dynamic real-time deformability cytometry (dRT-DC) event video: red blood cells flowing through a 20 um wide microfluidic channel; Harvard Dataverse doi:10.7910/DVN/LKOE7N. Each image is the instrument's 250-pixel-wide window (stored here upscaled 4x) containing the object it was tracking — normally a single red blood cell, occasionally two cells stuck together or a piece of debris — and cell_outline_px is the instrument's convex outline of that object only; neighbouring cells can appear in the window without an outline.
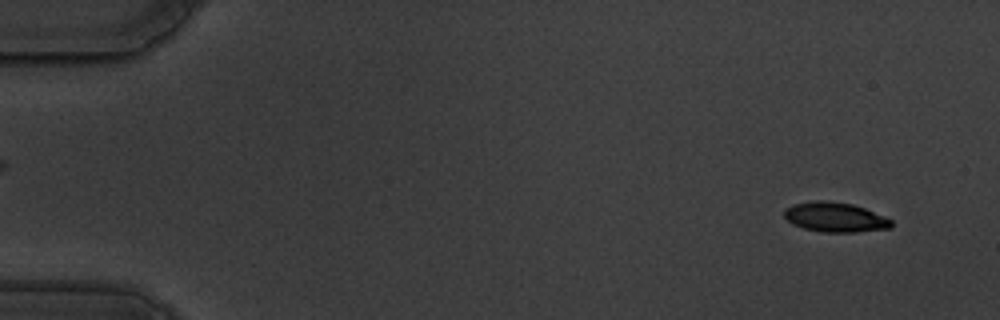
{"species": "common noctule bat (a hibernating species)", "species_latin": "Nyctalus noctula", "temperature_condition": "warm", "stored_images_in_passage": 58, "camera_frame_rate_fps": 3000, "um_per_image_px": 0.085, "animal": {"sex": "male", "body_mass_g": 19.5, "forearm_length_mm": 54.6}, "frame": {"image": 1, "passage_image": 4, "time_ms": 1.0, "image_size_px": [1000, 320], "cell_outline_px": [[892, 228], [856, 232], [820, 232], [804, 228], [792, 224], [784, 216], [784, 208], [792, 204], [816, 200], [824, 200], [852, 204], [864, 208], [884, 216], [892, 220]], "centroid_in_image_um": [70.97, 18.46], "position_along_channel_um": 14.0, "area_um2": 18.61}}
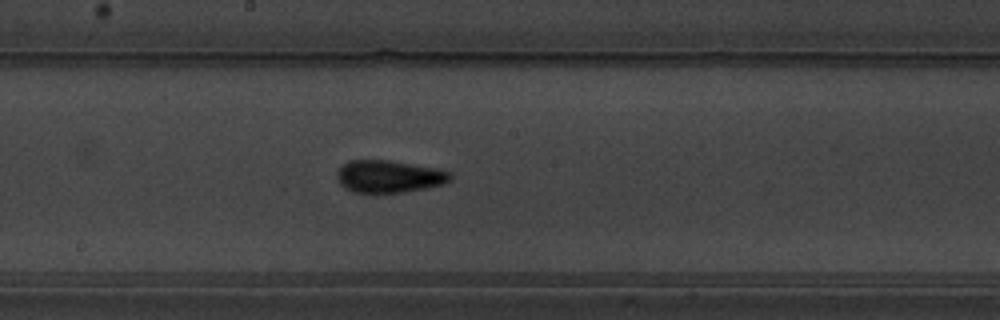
{"frame": {"image": 2, "passage_image": 32, "time_ms": 10.333, "image_size_px": [1000, 320], "cell_outline_px": [[452, 180], [444, 184], [424, 188], [400, 192], [352, 192], [344, 188], [340, 184], [336, 176], [336, 172], [348, 160], [388, 160], [440, 168], [452, 172]], "centroid_in_image_um": [33.09, 14.98], "position_along_channel_um": 215.1, "area_um2": 21.5}}
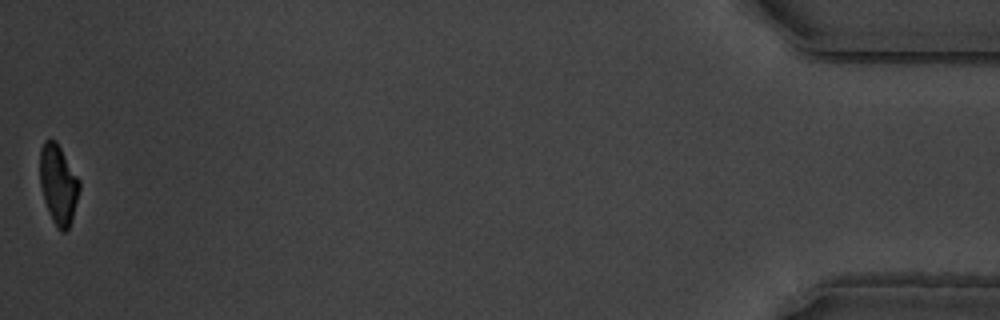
{"frame": {"image": 3, "passage_image": 58, "time_ms": 19.0, "image_size_px": [1000, 320], "cell_outline_px": [[80, 188], [72, 220], [68, 228], [64, 232], [60, 232], [56, 228], [52, 220], [44, 200], [40, 184], [40, 148], [44, 140], [56, 140], [80, 180]], "centroid_in_image_um": [4.96, 15.68], "position_along_channel_um": 430.2, "area_um2": 18.38}, "authors_computed_cell_mechanics": {"area_um2": 20.0855, "velocity_mm_per_s": 3.5155, "shape_relaxation_time_tau1_ms": 4.6428, "shape_relaxation_time_tau2_ms": 1.7371, "deformation_change_tau1": 0.1836, "deformation_change_tau2": 0.0905}}